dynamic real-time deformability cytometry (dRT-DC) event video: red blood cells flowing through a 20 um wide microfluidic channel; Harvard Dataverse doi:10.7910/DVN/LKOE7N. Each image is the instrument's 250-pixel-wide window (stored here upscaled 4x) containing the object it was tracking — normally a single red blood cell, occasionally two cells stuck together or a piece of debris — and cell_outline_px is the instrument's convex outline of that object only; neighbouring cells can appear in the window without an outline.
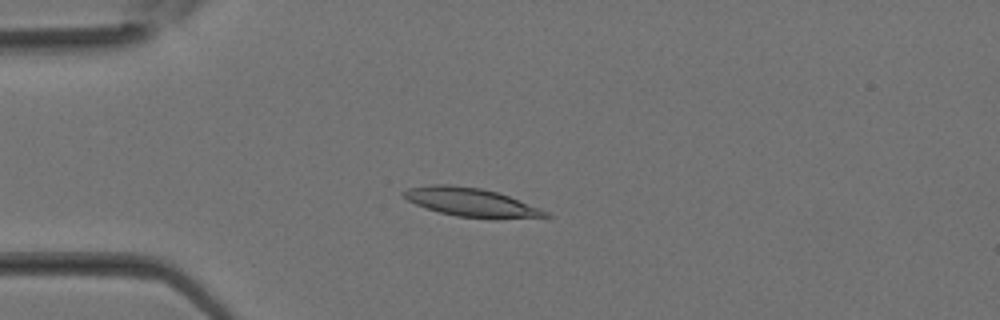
{"species": "Egyptian fruit bat (a non-hibernating species)", "species_latin": "Rousettus aegyptiacus", "temperature_condition": "room temperature", "stored_images_in_passage": 34, "camera_frame_rate_fps": 3000, "um_per_image_px": 0.085, "animal": {"sex": "female"}, "frame": {"image": 1, "passage_image": 9, "time_ms": 2.667, "image_size_px": [1000, 320], "cell_outline_px": [[552, 216], [496, 220], [456, 216], [424, 208], [408, 200], [400, 192], [408, 188], [428, 184], [448, 184], [480, 188], [496, 192], [508, 196], [540, 208], [548, 212]], "centroid_in_image_um": [40.04, 17.21], "position_along_channel_um": 45.0, "area_um2": 23.87}}
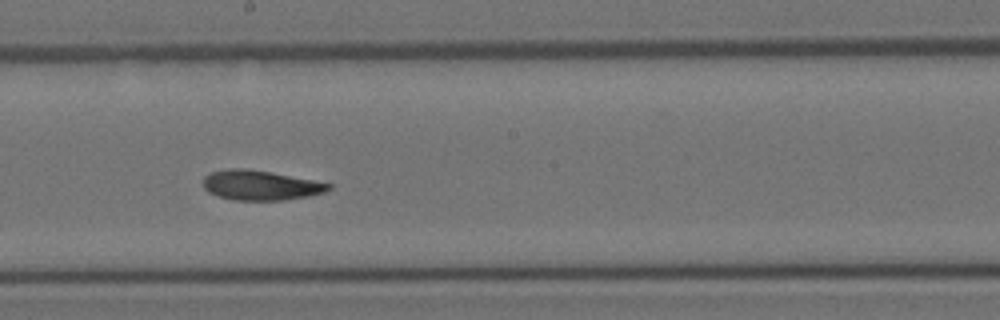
{"frame": {"image": 2, "passage_image": 19, "time_ms": 6.0, "image_size_px": [1000, 320], "cell_outline_px": [[332, 188], [324, 192], [308, 196], [284, 200], [232, 200], [208, 192], [204, 188], [204, 176], [208, 172], [228, 168], [244, 168], [272, 172], [332, 184]], "centroid_in_image_um": [22.11, 15.74], "position_along_channel_um": 226.1, "area_um2": 21.79}}
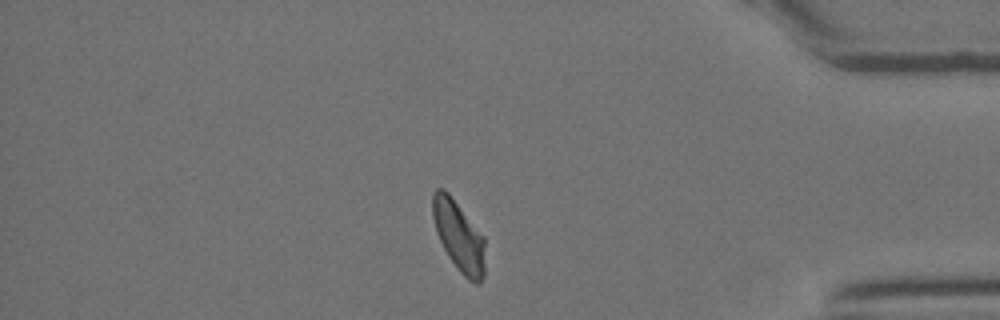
{"frame": {"image": 3, "passage_image": 29, "time_ms": 9.333, "image_size_px": [1000, 320], "cell_outline_px": [[484, 276], [480, 284], [476, 284], [468, 280], [460, 272], [448, 256], [436, 232], [432, 216], [432, 192], [436, 188], [444, 188], [448, 192], [484, 236]], "centroid_in_image_um": [38.99, 20.06], "position_along_channel_um": 396.2, "area_um2": 21.56}}